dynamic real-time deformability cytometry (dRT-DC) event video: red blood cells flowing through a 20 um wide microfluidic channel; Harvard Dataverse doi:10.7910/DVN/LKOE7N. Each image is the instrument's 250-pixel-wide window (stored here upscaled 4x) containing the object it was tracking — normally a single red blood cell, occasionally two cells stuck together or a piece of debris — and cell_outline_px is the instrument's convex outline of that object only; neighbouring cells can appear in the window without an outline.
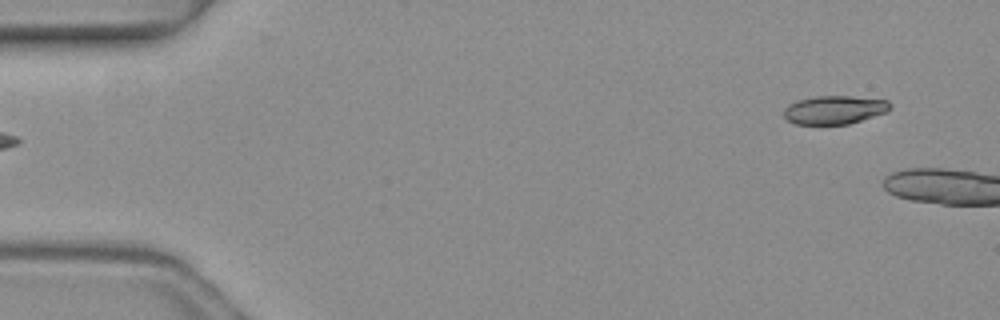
{"species": "common noctule bat (a hibernating species)", "species_latin": "Nyctalus noctula", "temperature_condition": "warm", "stored_images_in_passage": 4, "camera_frame_rate_fps": 3000, "um_per_image_px": 0.085, "animal": {"sex": "female", "body_mass_g": 19.3, "forearm_length_mm": 54.1}, "frame": {"image": 1, "passage_image": 4, "time_ms": 1.0, "image_size_px": [1000, 320], "cell_outline_px": [[892, 108], [888, 112], [848, 124], [796, 124], [788, 120], [784, 116], [784, 108], [788, 104], [796, 100], [816, 96], [852, 96], [888, 100], [892, 104]], "centroid_in_image_um": [70.96, 9.33], "position_along_channel_um": 14.0, "area_um2": 17.8}}